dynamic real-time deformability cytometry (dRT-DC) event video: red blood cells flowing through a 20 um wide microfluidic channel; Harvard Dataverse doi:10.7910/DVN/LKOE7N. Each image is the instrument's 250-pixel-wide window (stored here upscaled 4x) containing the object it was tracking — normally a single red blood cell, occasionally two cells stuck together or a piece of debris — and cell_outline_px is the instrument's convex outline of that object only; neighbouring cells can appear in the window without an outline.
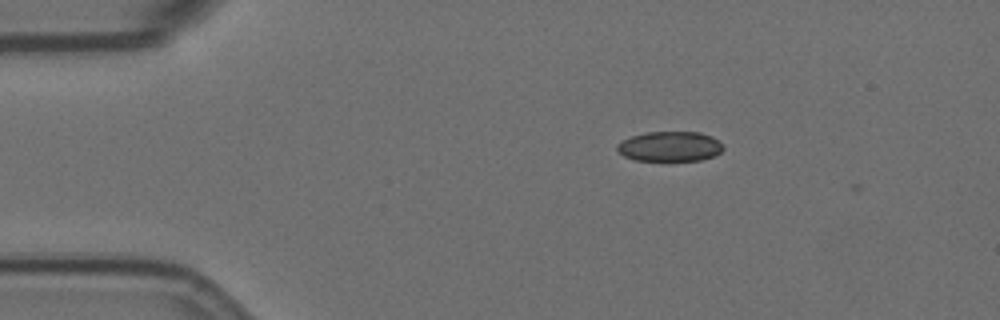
{"species": "Egyptian fruit bat (a non-hibernating species)", "species_latin": "Rousettus aegyptiacus", "temperature_condition": "room temperature", "stored_images_in_passage": 37, "camera_frame_rate_fps": 3000, "um_per_image_px": 0.085, "animal": {"sex": "female"}, "frame": {"image": 1, "passage_image": 1, "time_ms": 0.0, "image_size_px": [1000, 320], "cell_outline_px": [[724, 148], [720, 152], [712, 156], [700, 160], [636, 160], [624, 156], [616, 148], [616, 144], [632, 136], [644, 132], [700, 132], [712, 136], [720, 140]], "centroid_in_image_um": [56.96, 12.43], "position_along_channel_um": 28.0, "area_um2": 18.44}}
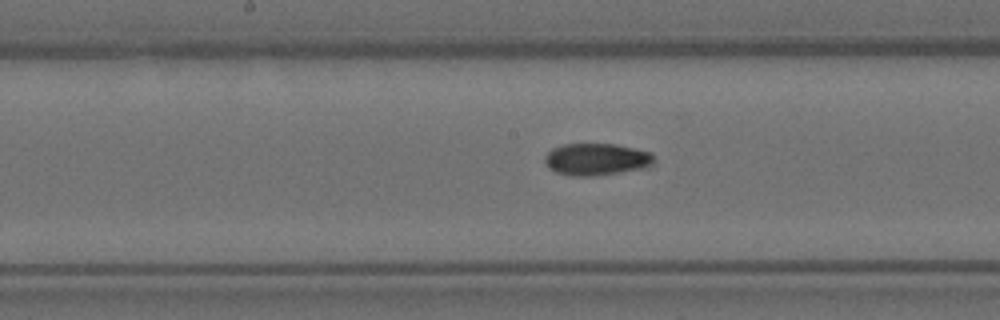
{"frame": {"image": 2, "passage_image": 20, "time_ms": 6.333, "image_size_px": [1000, 320], "cell_outline_px": [[652, 164], [644, 168], [620, 172], [592, 176], [572, 176], [556, 172], [548, 168], [544, 160], [544, 156], [552, 148], [564, 144], [616, 144], [652, 152]], "centroid_in_image_um": [50.66, 13.54], "position_along_channel_um": 197.5, "area_um2": 20.35}}
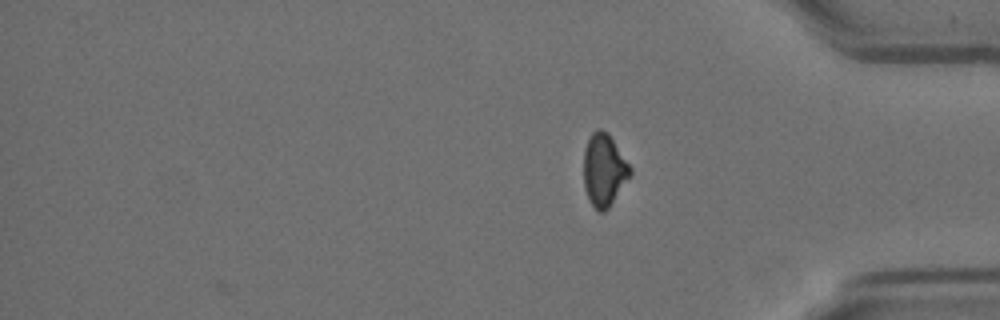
{"frame": {"image": 3, "passage_image": 37, "time_ms": 12.0, "image_size_px": [1000, 320], "cell_outline_px": [[632, 172], [608, 208], [604, 212], [600, 212], [592, 204], [584, 188], [584, 152], [588, 140], [592, 132], [596, 128], [600, 128], [608, 132], [632, 168]], "centroid_in_image_um": [51.34, 14.41], "position_along_channel_um": 383.9, "area_um2": 19.36}, "authors_computed_cell_mechanics": {"area_um2": 20.1144, "velocity_mm_per_s": 3.5382, "shape_relaxation_time_tau1_ms": 7.6968, "shape_relaxation_time_tau2_ms": 6.7982, "deformation_change_tau1": 0.1519, "deformation_change_tau2": 0.1031}}